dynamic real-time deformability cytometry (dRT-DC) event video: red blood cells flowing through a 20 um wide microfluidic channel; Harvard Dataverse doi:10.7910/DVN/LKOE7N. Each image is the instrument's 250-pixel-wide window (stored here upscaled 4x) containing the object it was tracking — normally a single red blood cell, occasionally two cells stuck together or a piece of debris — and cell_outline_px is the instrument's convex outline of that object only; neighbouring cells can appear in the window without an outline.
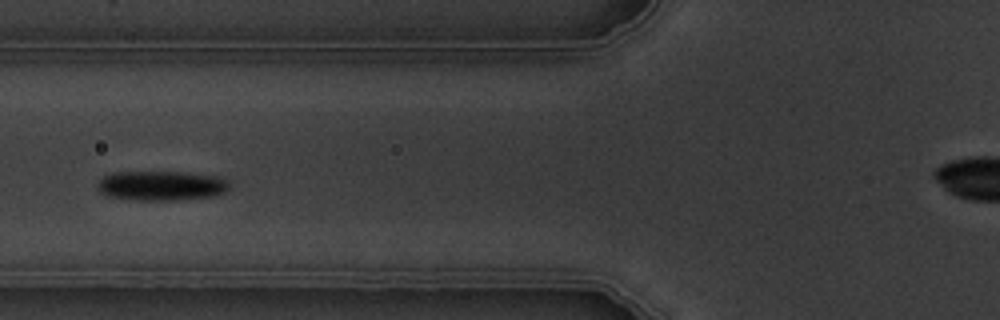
{"species": "common noctule bat (a hibernating species)", "species_latin": "Nyctalus noctula", "temperature_condition": "warm", "stored_images_in_passage": 4, "camera_frame_rate_fps": 3000, "um_per_image_px": 0.085, "animal": {"sex": "male", "body_mass_g": 19.5, "forearm_length_mm": 54.6}, "frame": {"image": 1, "passage_image": 4, "time_ms": 4.333, "image_size_px": [1000, 320], "cell_outline_px": [[228, 188], [224, 192], [212, 196], [176, 200], [132, 200], [108, 196], [100, 192], [96, 188], [100, 180], [104, 176], [116, 172], [184, 172], [220, 176], [228, 180]], "centroid_in_image_um": [13.71, 15.78], "position_along_channel_um": 112.1, "area_um2": 22.83}}